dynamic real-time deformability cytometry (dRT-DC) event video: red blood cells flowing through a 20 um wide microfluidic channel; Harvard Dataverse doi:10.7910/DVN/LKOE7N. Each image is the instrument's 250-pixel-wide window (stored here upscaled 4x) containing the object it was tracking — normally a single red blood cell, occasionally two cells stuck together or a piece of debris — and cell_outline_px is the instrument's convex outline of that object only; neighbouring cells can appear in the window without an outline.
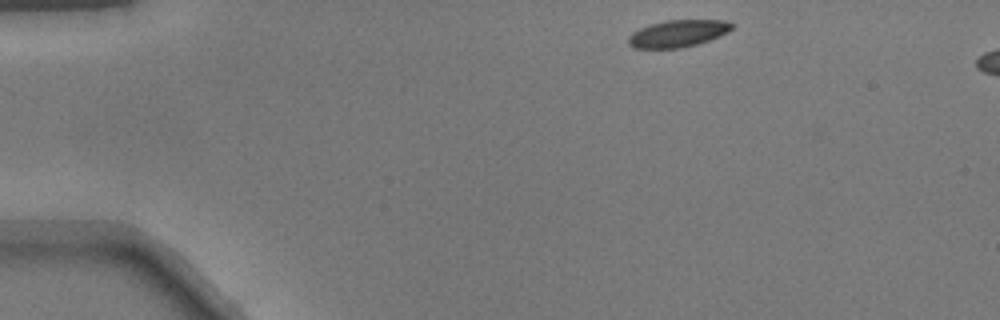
{"species": "common noctule bat (a hibernating species)", "species_latin": "Nyctalus noctula", "temperature_condition": "warm", "stored_images_in_passage": 6, "camera_frame_rate_fps": 3000, "um_per_image_px": 0.085, "animal": {"sex": "male", "body_mass_g": 17.9}, "frame": {"image": 1, "passage_image": 1, "time_ms": 0.0, "image_size_px": [1000, 320], "cell_outline_px": [[736, 24], [728, 32], [708, 40], [696, 44], [680, 48], [632, 48], [628, 44], [628, 36], [632, 32], [640, 28], [652, 24], [668, 20], [724, 20]], "centroid_in_image_um": [57.61, 2.85], "position_along_channel_um": 27.4, "area_um2": 16.24}}